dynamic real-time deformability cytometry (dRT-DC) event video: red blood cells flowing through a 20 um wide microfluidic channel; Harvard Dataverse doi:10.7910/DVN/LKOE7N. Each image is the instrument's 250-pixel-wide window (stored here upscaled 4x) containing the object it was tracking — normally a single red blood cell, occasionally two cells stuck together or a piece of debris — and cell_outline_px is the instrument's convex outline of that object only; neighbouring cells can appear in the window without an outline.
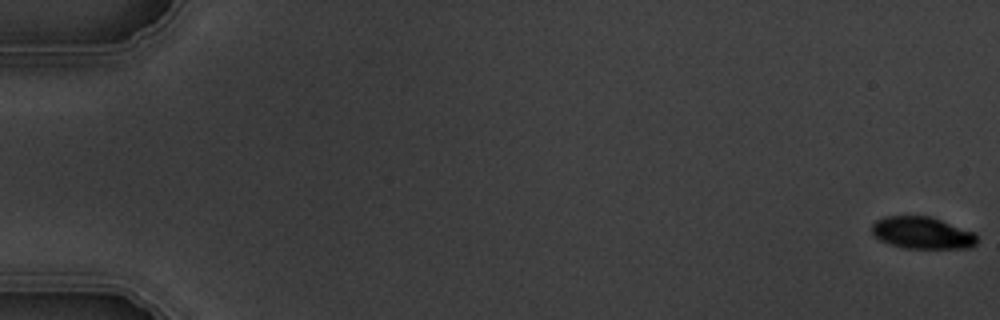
{"species": "common noctule bat (a hibernating species)", "species_latin": "Nyctalus noctula", "temperature_condition": "warm", "stored_images_in_passage": 7, "camera_frame_rate_fps": 3000, "um_per_image_px": 0.085, "animal": {"sex": "male", "body_mass_g": 19.5, "forearm_length_mm": 54.6}, "frame": {"image": 1, "passage_image": 1, "time_ms": 0.0, "image_size_px": [1000, 320], "cell_outline_px": [[976, 244], [972, 248], [904, 248], [888, 244], [872, 236], [872, 224], [876, 220], [884, 216], [928, 216], [976, 232]], "centroid_in_image_um": [78.37, 19.8], "position_along_channel_um": 6.6, "area_um2": 19.77}}